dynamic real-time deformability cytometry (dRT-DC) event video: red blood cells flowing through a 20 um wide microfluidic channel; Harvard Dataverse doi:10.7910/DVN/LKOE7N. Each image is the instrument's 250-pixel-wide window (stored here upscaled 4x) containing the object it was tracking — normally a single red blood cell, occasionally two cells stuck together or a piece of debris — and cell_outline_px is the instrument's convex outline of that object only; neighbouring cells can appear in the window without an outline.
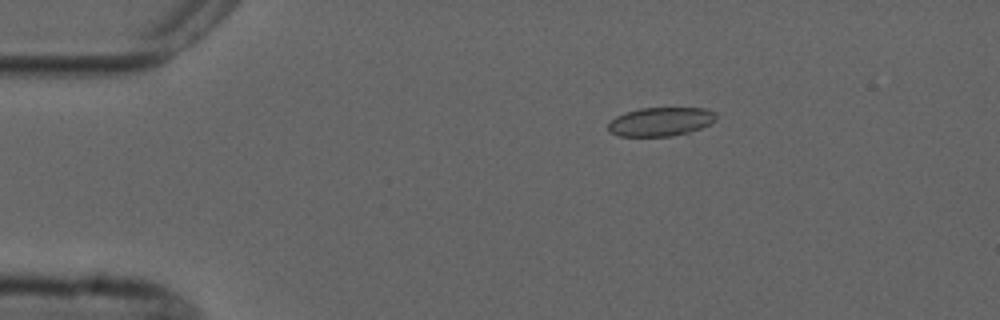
{"species": "common noctule bat (a hibernating species)", "species_latin": "Nyctalus noctula", "temperature_condition": "cold", "stored_images_in_passage": 4, "camera_frame_rate_fps": 3000, "um_per_image_px": 0.085, "animal": {"sex": "male", "forearm_length_mm": 52.5}, "frame": {"image": 1, "passage_image": 3, "time_ms": 2.333, "image_size_px": [1000, 320], "cell_outline_px": [[716, 120], [688, 136], [620, 136], [608, 132], [608, 124], [616, 116], [624, 112], [640, 108], [704, 108], [716, 112]], "centroid_in_image_um": [56.2, 10.36], "position_along_channel_um": 28.8, "area_um2": 18.61}}
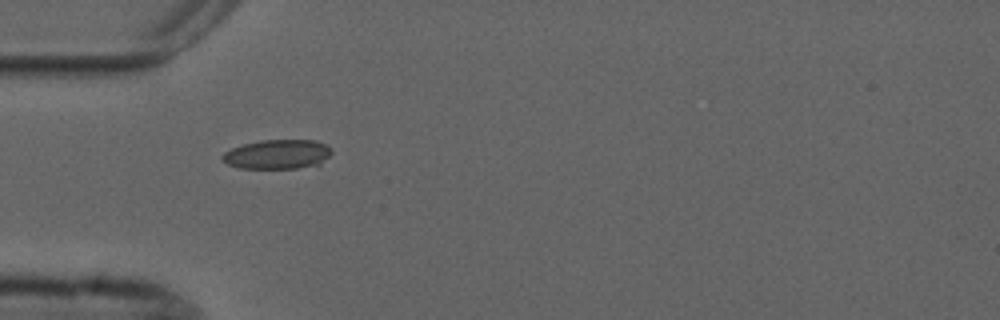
{"frame": {"image": 2, "passage_image": 4, "time_ms": 4.667, "image_size_px": [1000, 320], "cell_outline_px": [[332, 152], [320, 164], [296, 168], [240, 168], [228, 164], [220, 156], [224, 152], [232, 148], [244, 144], [260, 140], [316, 140], [332, 148]], "centroid_in_image_um": [23.59, 13.11], "position_along_channel_um": 61.4, "area_um2": 18.61}}